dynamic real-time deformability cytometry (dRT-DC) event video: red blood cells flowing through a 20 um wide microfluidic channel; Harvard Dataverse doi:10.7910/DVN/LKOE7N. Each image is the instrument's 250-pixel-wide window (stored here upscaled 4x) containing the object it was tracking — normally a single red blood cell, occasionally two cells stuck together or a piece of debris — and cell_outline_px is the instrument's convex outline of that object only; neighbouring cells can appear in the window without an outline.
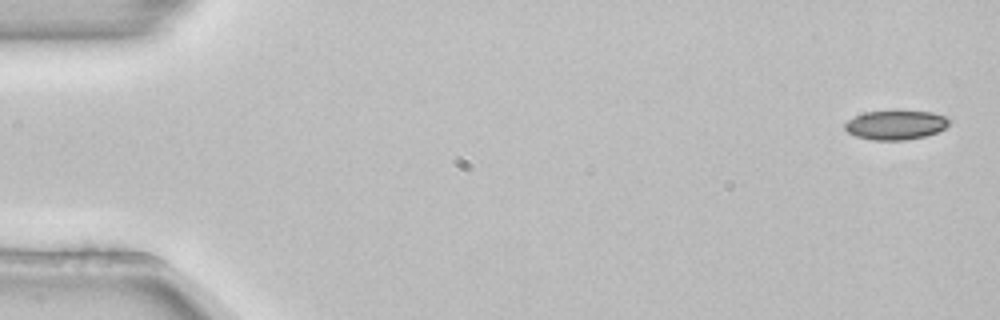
{"species": "common noctule bat (a hibernating species)", "species_latin": "Nyctalus noctula", "temperature_condition": "room temperature", "stored_images_in_passage": 4, "camera_frame_rate_fps": 3000, "um_per_image_px": 0.085, "animal": {"sex": "female", "body_mass_g": 22.7, "forearm_length_mm": 54.2}, "frame": {"image": 1, "passage_image": 1, "time_ms": 0.0, "image_size_px": [1000, 320], "cell_outline_px": [[948, 124], [944, 128], [936, 132], [924, 136], [904, 140], [872, 140], [856, 136], [848, 132], [844, 128], [844, 124], [848, 120], [864, 112], [932, 112], [944, 116], [948, 120]], "centroid_in_image_um": [76.09, 10.64], "position_along_channel_um": 8.9, "area_um2": 17.28}}
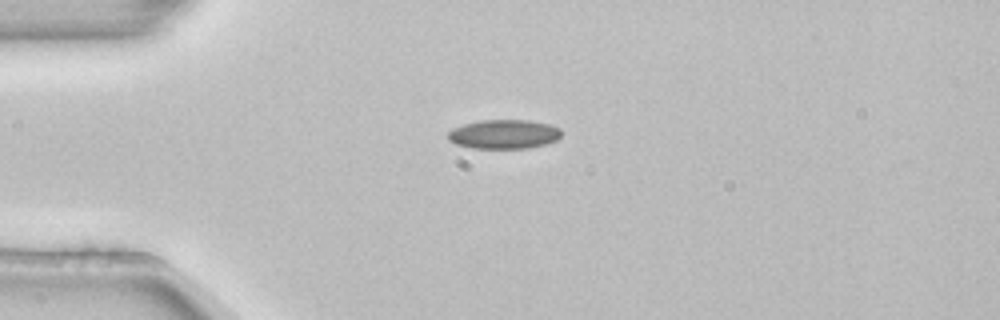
{"frame": {"image": 2, "passage_image": 4, "time_ms": 1.0, "image_size_px": [1000, 320], "cell_outline_px": [[560, 136], [556, 140], [544, 144], [528, 148], [472, 148], [456, 144], [448, 140], [448, 132], [452, 128], [464, 124], [480, 120], [528, 120], [548, 124], [560, 128]], "centroid_in_image_um": [42.8, 11.4], "position_along_channel_um": 42.2, "area_um2": 19.19}}